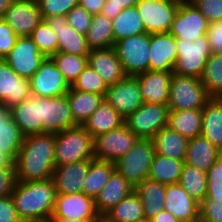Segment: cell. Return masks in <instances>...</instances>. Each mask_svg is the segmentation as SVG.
Segmentation results:
<instances>
[{"mask_svg": "<svg viewBox=\"0 0 222 222\" xmlns=\"http://www.w3.org/2000/svg\"><path fill=\"white\" fill-rule=\"evenodd\" d=\"M13 121L24 136L42 133V123L39 120V97L31 96L23 102L10 108Z\"/></svg>", "mask_w": 222, "mask_h": 222, "instance_id": "26", "label": "cell"}, {"mask_svg": "<svg viewBox=\"0 0 222 222\" xmlns=\"http://www.w3.org/2000/svg\"><path fill=\"white\" fill-rule=\"evenodd\" d=\"M139 138L124 124L93 138L95 160L115 163L123 157Z\"/></svg>", "mask_w": 222, "mask_h": 222, "instance_id": "9", "label": "cell"}, {"mask_svg": "<svg viewBox=\"0 0 222 222\" xmlns=\"http://www.w3.org/2000/svg\"><path fill=\"white\" fill-rule=\"evenodd\" d=\"M14 0H0V19L3 18L4 13L10 7Z\"/></svg>", "mask_w": 222, "mask_h": 222, "instance_id": "59", "label": "cell"}, {"mask_svg": "<svg viewBox=\"0 0 222 222\" xmlns=\"http://www.w3.org/2000/svg\"><path fill=\"white\" fill-rule=\"evenodd\" d=\"M139 0H105L101 15L113 20L123 9L134 7Z\"/></svg>", "mask_w": 222, "mask_h": 222, "instance_id": "52", "label": "cell"}, {"mask_svg": "<svg viewBox=\"0 0 222 222\" xmlns=\"http://www.w3.org/2000/svg\"><path fill=\"white\" fill-rule=\"evenodd\" d=\"M29 37L45 57H52L58 52L57 37L46 20H42Z\"/></svg>", "mask_w": 222, "mask_h": 222, "instance_id": "43", "label": "cell"}, {"mask_svg": "<svg viewBox=\"0 0 222 222\" xmlns=\"http://www.w3.org/2000/svg\"><path fill=\"white\" fill-rule=\"evenodd\" d=\"M172 74L173 72L169 71L148 70L134 76L139 82L143 101L168 105Z\"/></svg>", "mask_w": 222, "mask_h": 222, "instance_id": "23", "label": "cell"}, {"mask_svg": "<svg viewBox=\"0 0 222 222\" xmlns=\"http://www.w3.org/2000/svg\"><path fill=\"white\" fill-rule=\"evenodd\" d=\"M200 220L222 222V197H205L200 203Z\"/></svg>", "mask_w": 222, "mask_h": 222, "instance_id": "47", "label": "cell"}, {"mask_svg": "<svg viewBox=\"0 0 222 222\" xmlns=\"http://www.w3.org/2000/svg\"><path fill=\"white\" fill-rule=\"evenodd\" d=\"M124 118L104 99L83 127L94 138L124 125Z\"/></svg>", "mask_w": 222, "mask_h": 222, "instance_id": "28", "label": "cell"}, {"mask_svg": "<svg viewBox=\"0 0 222 222\" xmlns=\"http://www.w3.org/2000/svg\"><path fill=\"white\" fill-rule=\"evenodd\" d=\"M200 80L212 98H218L222 94V53L210 55Z\"/></svg>", "mask_w": 222, "mask_h": 222, "instance_id": "41", "label": "cell"}, {"mask_svg": "<svg viewBox=\"0 0 222 222\" xmlns=\"http://www.w3.org/2000/svg\"><path fill=\"white\" fill-rule=\"evenodd\" d=\"M163 1H168V2H171V3H181V2H183V0H163Z\"/></svg>", "mask_w": 222, "mask_h": 222, "instance_id": "61", "label": "cell"}, {"mask_svg": "<svg viewBox=\"0 0 222 222\" xmlns=\"http://www.w3.org/2000/svg\"><path fill=\"white\" fill-rule=\"evenodd\" d=\"M74 90L90 92L105 97L108 86L101 76L87 65L71 86Z\"/></svg>", "mask_w": 222, "mask_h": 222, "instance_id": "44", "label": "cell"}, {"mask_svg": "<svg viewBox=\"0 0 222 222\" xmlns=\"http://www.w3.org/2000/svg\"><path fill=\"white\" fill-rule=\"evenodd\" d=\"M39 120L42 133L57 134L78 125L73 119L66 95L39 97Z\"/></svg>", "mask_w": 222, "mask_h": 222, "instance_id": "10", "label": "cell"}, {"mask_svg": "<svg viewBox=\"0 0 222 222\" xmlns=\"http://www.w3.org/2000/svg\"><path fill=\"white\" fill-rule=\"evenodd\" d=\"M139 222H150V221H148V220L144 219V220L139 221Z\"/></svg>", "mask_w": 222, "mask_h": 222, "instance_id": "64", "label": "cell"}, {"mask_svg": "<svg viewBox=\"0 0 222 222\" xmlns=\"http://www.w3.org/2000/svg\"><path fill=\"white\" fill-rule=\"evenodd\" d=\"M23 140L24 135L12 117L6 122L0 123V152L11 162L16 159Z\"/></svg>", "mask_w": 222, "mask_h": 222, "instance_id": "40", "label": "cell"}, {"mask_svg": "<svg viewBox=\"0 0 222 222\" xmlns=\"http://www.w3.org/2000/svg\"><path fill=\"white\" fill-rule=\"evenodd\" d=\"M16 184V173L14 162H9L0 168V197L10 196Z\"/></svg>", "mask_w": 222, "mask_h": 222, "instance_id": "51", "label": "cell"}, {"mask_svg": "<svg viewBox=\"0 0 222 222\" xmlns=\"http://www.w3.org/2000/svg\"><path fill=\"white\" fill-rule=\"evenodd\" d=\"M150 33L136 34L114 44L126 76H136L149 70Z\"/></svg>", "mask_w": 222, "mask_h": 222, "instance_id": "6", "label": "cell"}, {"mask_svg": "<svg viewBox=\"0 0 222 222\" xmlns=\"http://www.w3.org/2000/svg\"><path fill=\"white\" fill-rule=\"evenodd\" d=\"M66 97L73 119L78 125H83L104 100L102 95L74 90L72 87Z\"/></svg>", "mask_w": 222, "mask_h": 222, "instance_id": "33", "label": "cell"}, {"mask_svg": "<svg viewBox=\"0 0 222 222\" xmlns=\"http://www.w3.org/2000/svg\"><path fill=\"white\" fill-rule=\"evenodd\" d=\"M98 222H111V221H108L103 216H100V220Z\"/></svg>", "mask_w": 222, "mask_h": 222, "instance_id": "62", "label": "cell"}, {"mask_svg": "<svg viewBox=\"0 0 222 222\" xmlns=\"http://www.w3.org/2000/svg\"><path fill=\"white\" fill-rule=\"evenodd\" d=\"M211 99L212 97L199 78L172 74L168 100L169 111L202 109Z\"/></svg>", "mask_w": 222, "mask_h": 222, "instance_id": "4", "label": "cell"}, {"mask_svg": "<svg viewBox=\"0 0 222 222\" xmlns=\"http://www.w3.org/2000/svg\"><path fill=\"white\" fill-rule=\"evenodd\" d=\"M103 217L111 222H139L145 219L141 200L135 191L107 211Z\"/></svg>", "mask_w": 222, "mask_h": 222, "instance_id": "35", "label": "cell"}, {"mask_svg": "<svg viewBox=\"0 0 222 222\" xmlns=\"http://www.w3.org/2000/svg\"><path fill=\"white\" fill-rule=\"evenodd\" d=\"M78 3L90 14H100L105 0H78Z\"/></svg>", "mask_w": 222, "mask_h": 222, "instance_id": "55", "label": "cell"}, {"mask_svg": "<svg viewBox=\"0 0 222 222\" xmlns=\"http://www.w3.org/2000/svg\"><path fill=\"white\" fill-rule=\"evenodd\" d=\"M208 28L209 22L199 10L190 1H183L179 4L169 33L176 40L195 41L205 36Z\"/></svg>", "mask_w": 222, "mask_h": 222, "instance_id": "13", "label": "cell"}, {"mask_svg": "<svg viewBox=\"0 0 222 222\" xmlns=\"http://www.w3.org/2000/svg\"><path fill=\"white\" fill-rule=\"evenodd\" d=\"M150 222H179V220L174 216V214L162 210Z\"/></svg>", "mask_w": 222, "mask_h": 222, "instance_id": "56", "label": "cell"}, {"mask_svg": "<svg viewBox=\"0 0 222 222\" xmlns=\"http://www.w3.org/2000/svg\"><path fill=\"white\" fill-rule=\"evenodd\" d=\"M11 117L10 108L0 102V123L6 122Z\"/></svg>", "mask_w": 222, "mask_h": 222, "instance_id": "58", "label": "cell"}, {"mask_svg": "<svg viewBox=\"0 0 222 222\" xmlns=\"http://www.w3.org/2000/svg\"><path fill=\"white\" fill-rule=\"evenodd\" d=\"M149 70L173 72L177 59L176 39L169 32L151 33Z\"/></svg>", "mask_w": 222, "mask_h": 222, "instance_id": "20", "label": "cell"}, {"mask_svg": "<svg viewBox=\"0 0 222 222\" xmlns=\"http://www.w3.org/2000/svg\"><path fill=\"white\" fill-rule=\"evenodd\" d=\"M178 183L199 204L205 199L207 195L206 171L184 163Z\"/></svg>", "mask_w": 222, "mask_h": 222, "instance_id": "39", "label": "cell"}, {"mask_svg": "<svg viewBox=\"0 0 222 222\" xmlns=\"http://www.w3.org/2000/svg\"><path fill=\"white\" fill-rule=\"evenodd\" d=\"M85 38L90 50L114 47L112 20L101 14L93 15Z\"/></svg>", "mask_w": 222, "mask_h": 222, "instance_id": "34", "label": "cell"}, {"mask_svg": "<svg viewBox=\"0 0 222 222\" xmlns=\"http://www.w3.org/2000/svg\"><path fill=\"white\" fill-rule=\"evenodd\" d=\"M43 20L55 16H65L78 0H36Z\"/></svg>", "mask_w": 222, "mask_h": 222, "instance_id": "45", "label": "cell"}, {"mask_svg": "<svg viewBox=\"0 0 222 222\" xmlns=\"http://www.w3.org/2000/svg\"><path fill=\"white\" fill-rule=\"evenodd\" d=\"M29 82L31 95L38 97L64 96L71 88L51 57L44 59Z\"/></svg>", "mask_w": 222, "mask_h": 222, "instance_id": "12", "label": "cell"}, {"mask_svg": "<svg viewBox=\"0 0 222 222\" xmlns=\"http://www.w3.org/2000/svg\"><path fill=\"white\" fill-rule=\"evenodd\" d=\"M114 171L113 162L89 160V170L84 181L83 193L95 199Z\"/></svg>", "mask_w": 222, "mask_h": 222, "instance_id": "36", "label": "cell"}, {"mask_svg": "<svg viewBox=\"0 0 222 222\" xmlns=\"http://www.w3.org/2000/svg\"><path fill=\"white\" fill-rule=\"evenodd\" d=\"M177 59L173 73L181 76H202L207 59L212 54L207 35L195 41L176 40Z\"/></svg>", "mask_w": 222, "mask_h": 222, "instance_id": "7", "label": "cell"}, {"mask_svg": "<svg viewBox=\"0 0 222 222\" xmlns=\"http://www.w3.org/2000/svg\"><path fill=\"white\" fill-rule=\"evenodd\" d=\"M100 219H65V218H49L46 222H98Z\"/></svg>", "mask_w": 222, "mask_h": 222, "instance_id": "57", "label": "cell"}, {"mask_svg": "<svg viewBox=\"0 0 222 222\" xmlns=\"http://www.w3.org/2000/svg\"><path fill=\"white\" fill-rule=\"evenodd\" d=\"M164 210L174 214L179 222L200 219V204L179 183L166 185Z\"/></svg>", "mask_w": 222, "mask_h": 222, "instance_id": "19", "label": "cell"}, {"mask_svg": "<svg viewBox=\"0 0 222 222\" xmlns=\"http://www.w3.org/2000/svg\"><path fill=\"white\" fill-rule=\"evenodd\" d=\"M16 181L28 182L52 178L55 165V134L24 136L14 160Z\"/></svg>", "mask_w": 222, "mask_h": 222, "instance_id": "1", "label": "cell"}, {"mask_svg": "<svg viewBox=\"0 0 222 222\" xmlns=\"http://www.w3.org/2000/svg\"><path fill=\"white\" fill-rule=\"evenodd\" d=\"M218 99L222 102V94L218 97Z\"/></svg>", "mask_w": 222, "mask_h": 222, "instance_id": "63", "label": "cell"}, {"mask_svg": "<svg viewBox=\"0 0 222 222\" xmlns=\"http://www.w3.org/2000/svg\"><path fill=\"white\" fill-rule=\"evenodd\" d=\"M50 218L100 219L94 199L83 192L57 194L53 215Z\"/></svg>", "mask_w": 222, "mask_h": 222, "instance_id": "17", "label": "cell"}, {"mask_svg": "<svg viewBox=\"0 0 222 222\" xmlns=\"http://www.w3.org/2000/svg\"><path fill=\"white\" fill-rule=\"evenodd\" d=\"M0 222H22L11 195L0 197Z\"/></svg>", "mask_w": 222, "mask_h": 222, "instance_id": "53", "label": "cell"}, {"mask_svg": "<svg viewBox=\"0 0 222 222\" xmlns=\"http://www.w3.org/2000/svg\"><path fill=\"white\" fill-rule=\"evenodd\" d=\"M220 155L208 139L197 136L188 141L184 163L207 172Z\"/></svg>", "mask_w": 222, "mask_h": 222, "instance_id": "29", "label": "cell"}, {"mask_svg": "<svg viewBox=\"0 0 222 222\" xmlns=\"http://www.w3.org/2000/svg\"><path fill=\"white\" fill-rule=\"evenodd\" d=\"M87 57L88 56L57 52L51 58L57 65L67 83L72 86V84L77 80L79 74L88 65Z\"/></svg>", "mask_w": 222, "mask_h": 222, "instance_id": "42", "label": "cell"}, {"mask_svg": "<svg viewBox=\"0 0 222 222\" xmlns=\"http://www.w3.org/2000/svg\"><path fill=\"white\" fill-rule=\"evenodd\" d=\"M104 99L125 119L143 103L138 80L126 76L118 83L108 86Z\"/></svg>", "mask_w": 222, "mask_h": 222, "instance_id": "14", "label": "cell"}, {"mask_svg": "<svg viewBox=\"0 0 222 222\" xmlns=\"http://www.w3.org/2000/svg\"><path fill=\"white\" fill-rule=\"evenodd\" d=\"M31 96L29 79L20 77L4 59H0V102L11 108Z\"/></svg>", "mask_w": 222, "mask_h": 222, "instance_id": "18", "label": "cell"}, {"mask_svg": "<svg viewBox=\"0 0 222 222\" xmlns=\"http://www.w3.org/2000/svg\"><path fill=\"white\" fill-rule=\"evenodd\" d=\"M92 159L93 137L82 125L55 134V165Z\"/></svg>", "mask_w": 222, "mask_h": 222, "instance_id": "3", "label": "cell"}, {"mask_svg": "<svg viewBox=\"0 0 222 222\" xmlns=\"http://www.w3.org/2000/svg\"><path fill=\"white\" fill-rule=\"evenodd\" d=\"M179 4L163 0H139L135 6L145 27V32L151 34L170 31Z\"/></svg>", "mask_w": 222, "mask_h": 222, "instance_id": "11", "label": "cell"}, {"mask_svg": "<svg viewBox=\"0 0 222 222\" xmlns=\"http://www.w3.org/2000/svg\"><path fill=\"white\" fill-rule=\"evenodd\" d=\"M212 53H222V20L209 24L206 33Z\"/></svg>", "mask_w": 222, "mask_h": 222, "instance_id": "54", "label": "cell"}, {"mask_svg": "<svg viewBox=\"0 0 222 222\" xmlns=\"http://www.w3.org/2000/svg\"><path fill=\"white\" fill-rule=\"evenodd\" d=\"M184 161L156 154L150 165L148 178L163 184H175L179 182Z\"/></svg>", "mask_w": 222, "mask_h": 222, "instance_id": "37", "label": "cell"}, {"mask_svg": "<svg viewBox=\"0 0 222 222\" xmlns=\"http://www.w3.org/2000/svg\"><path fill=\"white\" fill-rule=\"evenodd\" d=\"M134 191L141 200L146 220L150 221L164 210L166 184L147 178L139 183Z\"/></svg>", "mask_w": 222, "mask_h": 222, "instance_id": "27", "label": "cell"}, {"mask_svg": "<svg viewBox=\"0 0 222 222\" xmlns=\"http://www.w3.org/2000/svg\"><path fill=\"white\" fill-rule=\"evenodd\" d=\"M87 59L88 65L101 76L107 86L126 77L114 47L90 50Z\"/></svg>", "mask_w": 222, "mask_h": 222, "instance_id": "24", "label": "cell"}, {"mask_svg": "<svg viewBox=\"0 0 222 222\" xmlns=\"http://www.w3.org/2000/svg\"><path fill=\"white\" fill-rule=\"evenodd\" d=\"M152 141L156 154L185 161L188 138L164 127L152 138Z\"/></svg>", "mask_w": 222, "mask_h": 222, "instance_id": "30", "label": "cell"}, {"mask_svg": "<svg viewBox=\"0 0 222 222\" xmlns=\"http://www.w3.org/2000/svg\"><path fill=\"white\" fill-rule=\"evenodd\" d=\"M207 195L206 197H222V156L213 163L206 172Z\"/></svg>", "mask_w": 222, "mask_h": 222, "instance_id": "48", "label": "cell"}, {"mask_svg": "<svg viewBox=\"0 0 222 222\" xmlns=\"http://www.w3.org/2000/svg\"><path fill=\"white\" fill-rule=\"evenodd\" d=\"M88 170L89 160L77 161L66 165H56L52 174L56 194L83 192Z\"/></svg>", "mask_w": 222, "mask_h": 222, "instance_id": "21", "label": "cell"}, {"mask_svg": "<svg viewBox=\"0 0 222 222\" xmlns=\"http://www.w3.org/2000/svg\"><path fill=\"white\" fill-rule=\"evenodd\" d=\"M92 16L79 3L65 15L67 23L82 35H86Z\"/></svg>", "mask_w": 222, "mask_h": 222, "instance_id": "46", "label": "cell"}, {"mask_svg": "<svg viewBox=\"0 0 222 222\" xmlns=\"http://www.w3.org/2000/svg\"><path fill=\"white\" fill-rule=\"evenodd\" d=\"M46 57L29 36L18 37L16 44L4 60L20 76L30 79Z\"/></svg>", "mask_w": 222, "mask_h": 222, "instance_id": "15", "label": "cell"}, {"mask_svg": "<svg viewBox=\"0 0 222 222\" xmlns=\"http://www.w3.org/2000/svg\"><path fill=\"white\" fill-rule=\"evenodd\" d=\"M112 28L115 42L145 32L136 6L123 9L112 20Z\"/></svg>", "mask_w": 222, "mask_h": 222, "instance_id": "38", "label": "cell"}, {"mask_svg": "<svg viewBox=\"0 0 222 222\" xmlns=\"http://www.w3.org/2000/svg\"><path fill=\"white\" fill-rule=\"evenodd\" d=\"M168 114V105L144 102L125 118L124 124L139 139H152L161 129L167 127Z\"/></svg>", "mask_w": 222, "mask_h": 222, "instance_id": "8", "label": "cell"}, {"mask_svg": "<svg viewBox=\"0 0 222 222\" xmlns=\"http://www.w3.org/2000/svg\"><path fill=\"white\" fill-rule=\"evenodd\" d=\"M18 36L13 29L0 19V59H4L16 44Z\"/></svg>", "mask_w": 222, "mask_h": 222, "instance_id": "50", "label": "cell"}, {"mask_svg": "<svg viewBox=\"0 0 222 222\" xmlns=\"http://www.w3.org/2000/svg\"><path fill=\"white\" fill-rule=\"evenodd\" d=\"M56 188L52 178L18 182L11 197L22 222H46L54 212Z\"/></svg>", "mask_w": 222, "mask_h": 222, "instance_id": "2", "label": "cell"}, {"mask_svg": "<svg viewBox=\"0 0 222 222\" xmlns=\"http://www.w3.org/2000/svg\"><path fill=\"white\" fill-rule=\"evenodd\" d=\"M9 162L10 160L0 152V168L5 167Z\"/></svg>", "mask_w": 222, "mask_h": 222, "instance_id": "60", "label": "cell"}, {"mask_svg": "<svg viewBox=\"0 0 222 222\" xmlns=\"http://www.w3.org/2000/svg\"><path fill=\"white\" fill-rule=\"evenodd\" d=\"M201 136L222 151V102L218 98H212L202 108Z\"/></svg>", "mask_w": 222, "mask_h": 222, "instance_id": "31", "label": "cell"}, {"mask_svg": "<svg viewBox=\"0 0 222 222\" xmlns=\"http://www.w3.org/2000/svg\"><path fill=\"white\" fill-rule=\"evenodd\" d=\"M2 19L18 37L30 36L43 20L36 0H14Z\"/></svg>", "mask_w": 222, "mask_h": 222, "instance_id": "16", "label": "cell"}, {"mask_svg": "<svg viewBox=\"0 0 222 222\" xmlns=\"http://www.w3.org/2000/svg\"><path fill=\"white\" fill-rule=\"evenodd\" d=\"M133 191L134 186L115 170L94 199L98 214L103 216Z\"/></svg>", "mask_w": 222, "mask_h": 222, "instance_id": "25", "label": "cell"}, {"mask_svg": "<svg viewBox=\"0 0 222 222\" xmlns=\"http://www.w3.org/2000/svg\"><path fill=\"white\" fill-rule=\"evenodd\" d=\"M167 127L192 139L202 133V109L169 111Z\"/></svg>", "mask_w": 222, "mask_h": 222, "instance_id": "32", "label": "cell"}, {"mask_svg": "<svg viewBox=\"0 0 222 222\" xmlns=\"http://www.w3.org/2000/svg\"><path fill=\"white\" fill-rule=\"evenodd\" d=\"M45 20L55 32L58 40V52L88 56L90 49L85 35L78 33L71 27L65 16H55Z\"/></svg>", "mask_w": 222, "mask_h": 222, "instance_id": "22", "label": "cell"}, {"mask_svg": "<svg viewBox=\"0 0 222 222\" xmlns=\"http://www.w3.org/2000/svg\"><path fill=\"white\" fill-rule=\"evenodd\" d=\"M209 24L222 20V0H190Z\"/></svg>", "mask_w": 222, "mask_h": 222, "instance_id": "49", "label": "cell"}, {"mask_svg": "<svg viewBox=\"0 0 222 222\" xmlns=\"http://www.w3.org/2000/svg\"><path fill=\"white\" fill-rule=\"evenodd\" d=\"M155 153L152 139H138L134 146L114 163L115 170L135 188L148 178Z\"/></svg>", "mask_w": 222, "mask_h": 222, "instance_id": "5", "label": "cell"}]
</instances>
